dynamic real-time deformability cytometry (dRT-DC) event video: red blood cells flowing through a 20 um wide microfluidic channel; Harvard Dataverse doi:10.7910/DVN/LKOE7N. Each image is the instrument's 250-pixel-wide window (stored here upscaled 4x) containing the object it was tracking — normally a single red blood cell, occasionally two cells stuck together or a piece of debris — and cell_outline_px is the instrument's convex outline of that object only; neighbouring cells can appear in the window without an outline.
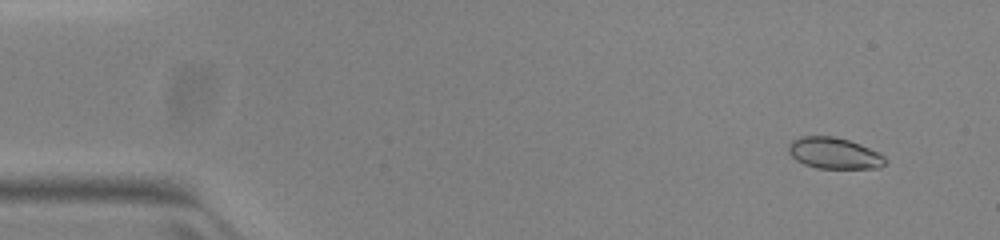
{"species": "common noctule bat (a hibernating species)", "species_latin": "Nyctalus noctula", "temperature_condition": "warm", "stored_images_in_passage": 50, "camera_frame_rate_fps": 3000, "um_per_image_px": 0.085, "animal": {"sex": "female", "body_mass_g": 23.0, "forearm_length_mm": 53.4}, "frame": {"image": 1, "passage_image": 2, "time_ms": 0.333, "image_size_px": [1000, 240], "cell_outline_px": [[888, 160], [880, 168], [816, 168], [804, 164], [796, 160], [788, 152], [788, 144], [792, 140], [800, 136], [832, 136], [848, 140], [860, 144], [884, 156]], "centroid_in_image_um": [70.87, 13.02], "position_along_channel_um": 14.1, "area_um2": 17.57}}
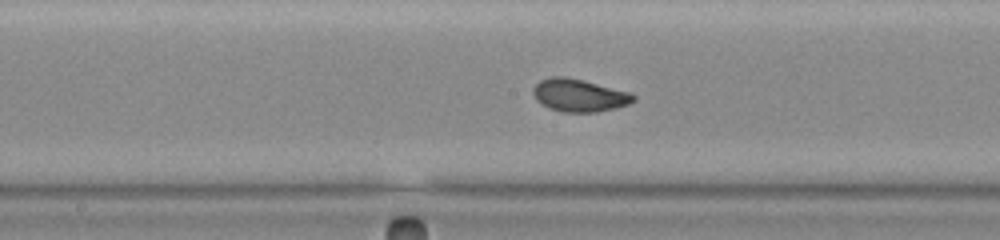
{"frame": {"image": 2, "passage_image": 25, "time_ms": 8.0, "image_size_px": [1000, 240], "cell_outline_px": [[636, 100], [628, 104], [616, 108], [596, 112], [564, 112], [548, 108], [536, 100], [532, 92], [532, 88], [540, 80], [552, 76], [564, 76], [584, 80], [628, 92], [636, 96]], "centroid_in_image_um": [49.21, 8.1], "position_along_channel_um": 199.0, "area_um2": 19.13}}
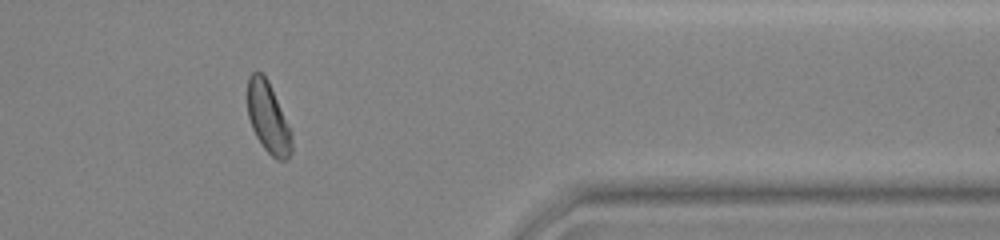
{"frame": {"image": 3, "passage_image": 41, "time_ms": 13.333, "image_size_px": [1000, 240], "cell_outline_px": [[292, 152], [288, 160], [276, 160], [264, 148], [256, 136], [252, 128], [248, 116], [248, 76], [252, 72], [260, 72], [268, 80], [292, 128]], "centroid_in_image_um": [22.83, 10.03], "position_along_channel_um": 388.6, "area_um2": 18.55}, "authors_computed_cell_mechanics": {"area_um2": 18.4671, "velocity_mm_per_s": 3.9401, "shape_relaxation_time_tau1_ms": 2.991, "shape_relaxation_time_tau2_ms": 0.8686, "deformation_change_tau1": 0.1179, "deformation_change_tau2": 0.0417}}